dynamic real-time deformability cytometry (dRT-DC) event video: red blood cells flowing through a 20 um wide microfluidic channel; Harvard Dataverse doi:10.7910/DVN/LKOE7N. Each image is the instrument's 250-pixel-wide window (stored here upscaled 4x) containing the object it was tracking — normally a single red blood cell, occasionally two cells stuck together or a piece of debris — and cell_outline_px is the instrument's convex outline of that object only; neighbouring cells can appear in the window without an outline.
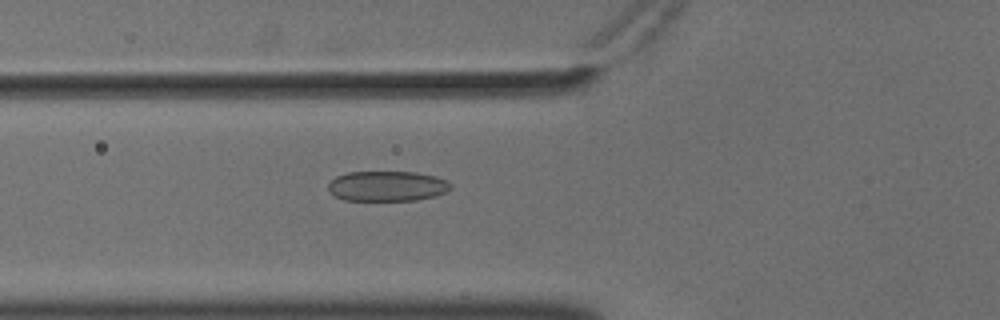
{"species": "common noctule bat (a hibernating species)", "species_latin": "Nyctalus noctula", "temperature_condition": "cold", "stored_images_in_passage": 42, "camera_frame_rate_fps": 3000, "um_per_image_px": 0.085, "animal": {"sex": "male", "body_mass_g": 18.8}, "frame": {"image": 1, "passage_image": 7, "time_ms": 2.0, "image_size_px": [1000, 320], "cell_outline_px": [[452, 188], [444, 192], [432, 196], [416, 200], [344, 200], [328, 192], [328, 184], [336, 176], [348, 172], [416, 172], [436, 176], [448, 180], [452, 184]], "centroid_in_image_um": [32.91, 15.81], "position_along_channel_um": 92.9, "area_um2": 21.56}}
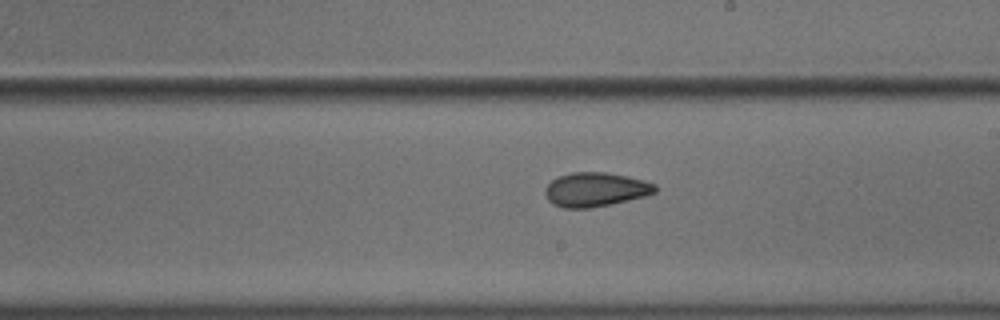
{"frame": {"image": 2, "passage_image": 19, "time_ms": 6.0, "image_size_px": [1000, 320], "cell_outline_px": [[656, 192], [644, 196], [612, 204], [592, 208], [564, 208], [552, 204], [548, 200], [544, 192], [544, 188], [552, 180], [560, 176], [572, 172], [604, 172], [628, 176], [644, 180], [656, 184]], "centroid_in_image_um": [50.6, 16.11], "position_along_channel_um": 238.4, "area_um2": 21.96}}
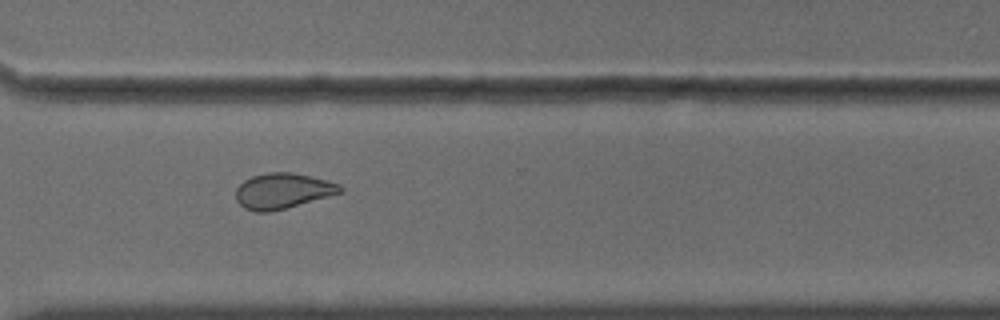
{"frame": {"image": 3, "passage_image": 28, "time_ms": 9.0, "image_size_px": [1000, 320], "cell_outline_px": [[344, 192], [284, 208], [268, 212], [256, 212], [244, 208], [236, 200], [236, 188], [244, 180], [252, 176], [268, 172], [292, 172], [312, 176], [328, 180], [340, 184], [344, 188]], "centroid_in_image_um": [24.04, 16.21], "position_along_channel_um": 346.6, "area_um2": 21.62}, "authors_computed_cell_mechanics": {"area_um2": 22.0218, "velocity_mm_per_s": 3.6149, "shape_relaxation_time_tau1_ms": 10.593, "shape_relaxation_time_tau2_ms": 2.2645, "deformation_change_tau1": 0.1681, "deformation_change_tau2": 0.0767}}